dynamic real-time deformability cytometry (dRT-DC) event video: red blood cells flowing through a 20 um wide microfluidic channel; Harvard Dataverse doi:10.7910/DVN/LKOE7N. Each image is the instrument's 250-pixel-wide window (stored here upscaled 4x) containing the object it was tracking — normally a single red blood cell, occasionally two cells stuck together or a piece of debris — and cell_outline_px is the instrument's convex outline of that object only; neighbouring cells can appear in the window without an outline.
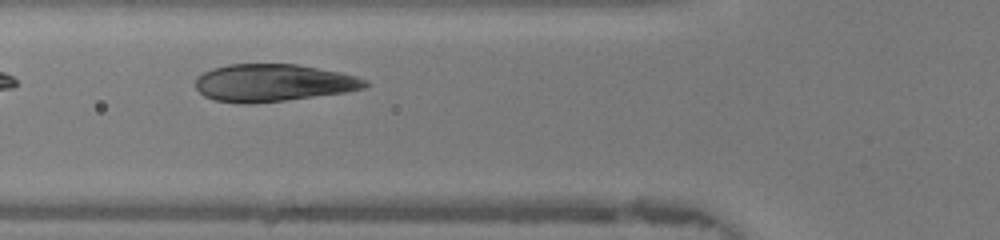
{"species": "human", "species_latin": "Homo sapiens", "temperature_condition": "warm", "stored_images_in_passage": 24, "camera_frame_rate_fps": 3000, "um_per_image_px": 0.085, "donor": {"sex": "female"}, "frame": {"image": 1, "passage_image": 4, "time_ms": 1.0, "image_size_px": [1000, 240], "cell_outline_px": [[368, 88], [344, 92], [284, 100], [216, 100], [204, 96], [196, 88], [196, 76], [212, 68], [228, 64], [296, 64], [356, 76], [368, 80]], "centroid_in_image_um": [23.25, 6.99], "position_along_channel_um": 102.5, "area_um2": 35.66}}
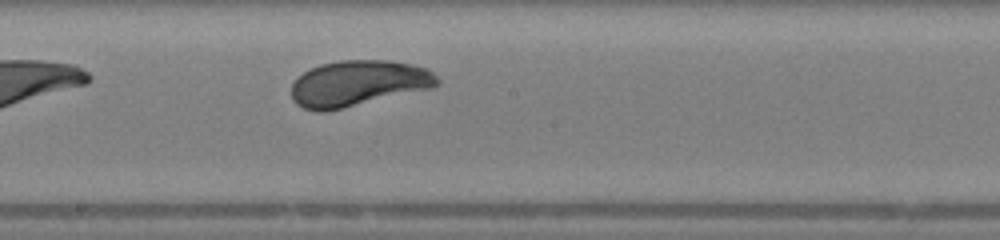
{"frame": {"image": 2, "passage_image": 12, "time_ms": 3.667, "image_size_px": [1000, 240], "cell_outline_px": [[440, 84], [436, 88], [324, 112], [316, 112], [304, 108], [296, 104], [292, 100], [292, 84], [296, 76], [320, 64], [340, 60], [388, 60], [412, 64], [424, 68], [432, 72], [440, 80]], "centroid_in_image_um": [30.46, 7.09], "position_along_channel_um": 217.7, "area_um2": 39.36}}
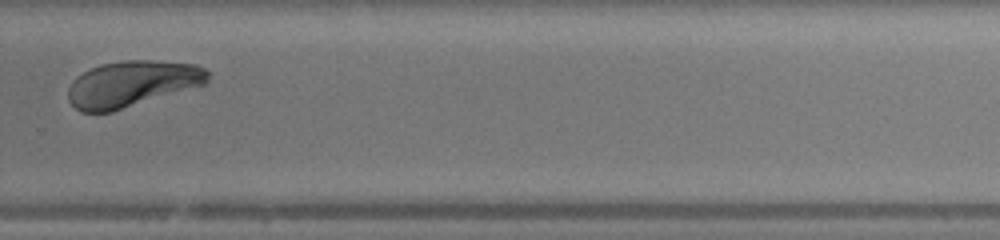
{"frame": {"image": 3, "passage_image": 19, "time_ms": 6.0, "image_size_px": [1000, 240], "cell_outline_px": [[208, 84], [112, 112], [80, 112], [68, 100], [68, 88], [72, 80], [76, 76], [100, 64], [124, 60], [152, 60], [196, 64], [204, 68], [208, 72]], "centroid_in_image_um": [11.23, 7.13], "position_along_channel_um": 318.6, "area_um2": 37.8}, "authors_computed_cell_mechanics": {"area_um2": 38.2925, "velocity_mm_per_s": 4.3284, "shape_relaxation_time_tau1_ms": 1.6315, "shape_relaxation_time_tau2_ms": null, "deformation_change_tau1": 0.1349, "deformation_change_tau2": null}}